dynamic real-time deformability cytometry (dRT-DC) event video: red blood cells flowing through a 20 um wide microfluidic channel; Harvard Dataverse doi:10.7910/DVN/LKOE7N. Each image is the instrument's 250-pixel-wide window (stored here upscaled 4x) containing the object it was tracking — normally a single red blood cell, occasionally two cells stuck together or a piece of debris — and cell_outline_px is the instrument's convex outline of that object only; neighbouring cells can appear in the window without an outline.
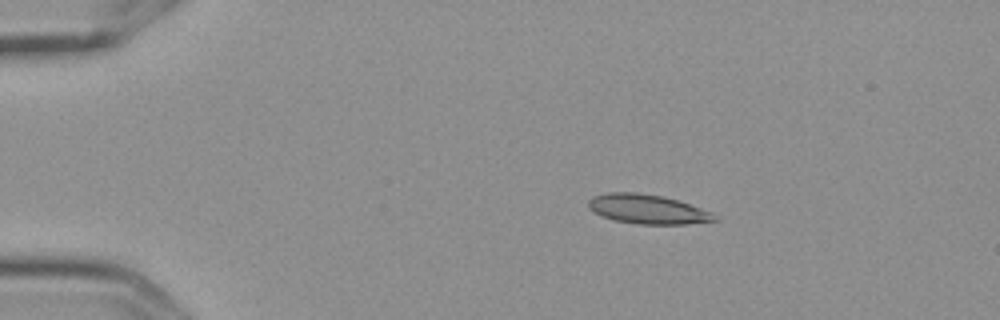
{"species": "Egyptian fruit bat (a non-hibernating species)", "species_latin": "Rousettus aegyptiacus", "temperature_condition": "cold", "stored_images_in_passage": 4, "camera_frame_rate_fps": 3000, "um_per_image_px": 0.085, "frame": {"image": 1, "passage_image": 2, "time_ms": 0.333, "image_size_px": [1000, 320], "cell_outline_px": [[720, 220], [688, 224], [636, 224], [612, 220], [588, 208], [588, 200], [592, 196], [608, 192], [636, 192], [660, 196], [676, 200], [712, 212]], "centroid_in_image_um": [55.03, 17.78], "position_along_channel_um": 30.0, "area_um2": 21.5}}